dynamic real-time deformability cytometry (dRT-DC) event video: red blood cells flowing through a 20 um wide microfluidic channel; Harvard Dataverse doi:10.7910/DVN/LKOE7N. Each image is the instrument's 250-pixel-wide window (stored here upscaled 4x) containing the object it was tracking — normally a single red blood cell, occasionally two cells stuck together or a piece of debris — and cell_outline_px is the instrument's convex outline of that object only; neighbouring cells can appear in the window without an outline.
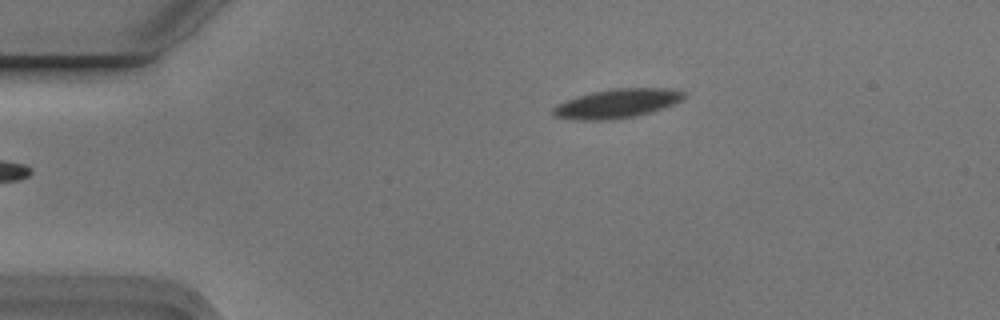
{"species": "Egyptian fruit bat (a non-hibernating species)", "species_latin": "Rousettus aegyptiacus", "temperature_condition": "cold", "stored_images_in_passage": 4, "camera_frame_rate_fps": 3000, "um_per_image_px": 0.085, "animal": {"sex": "male"}, "frame": {"image": 1, "passage_image": 4, "time_ms": 1.0, "image_size_px": [1000, 320], "cell_outline_px": [[688, 96], [664, 108], [632, 116], [608, 120], [576, 120], [556, 116], [552, 112], [552, 108], [568, 100], [592, 92], [612, 88], [664, 88], [684, 92]], "centroid_in_image_um": [52.46, 8.79], "position_along_channel_um": 32.5, "area_um2": 21.68}}